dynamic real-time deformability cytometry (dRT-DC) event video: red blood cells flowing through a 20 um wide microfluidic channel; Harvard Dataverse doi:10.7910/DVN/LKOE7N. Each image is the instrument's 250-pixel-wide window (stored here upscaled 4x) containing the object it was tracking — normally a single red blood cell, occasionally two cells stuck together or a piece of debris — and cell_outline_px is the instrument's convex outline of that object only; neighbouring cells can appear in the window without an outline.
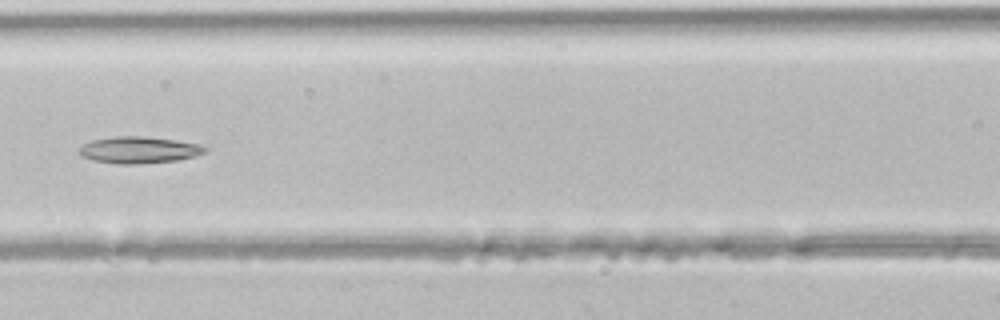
{"species": "common noctule bat (a hibernating species)", "species_latin": "Nyctalus noctula", "temperature_condition": "room temperature", "stored_images_in_passage": 5, "camera_frame_rate_fps": 3000, "um_per_image_px": 0.085, "animal": {"sex": "male", "body_mass_g": 21.5, "forearm_length_mm": 52.0}, "frame": {"image": 1, "passage_image": 5, "time_ms": 1.333, "image_size_px": [1000, 320], "cell_outline_px": [[208, 148], [204, 152], [196, 156], [180, 160], [136, 164], [116, 164], [92, 160], [80, 156], [80, 148], [84, 144], [92, 140], [116, 136], [144, 136], [200, 144]], "centroid_in_image_um": [11.81, 12.75], "position_along_channel_um": 154.8, "area_um2": 19.54}}